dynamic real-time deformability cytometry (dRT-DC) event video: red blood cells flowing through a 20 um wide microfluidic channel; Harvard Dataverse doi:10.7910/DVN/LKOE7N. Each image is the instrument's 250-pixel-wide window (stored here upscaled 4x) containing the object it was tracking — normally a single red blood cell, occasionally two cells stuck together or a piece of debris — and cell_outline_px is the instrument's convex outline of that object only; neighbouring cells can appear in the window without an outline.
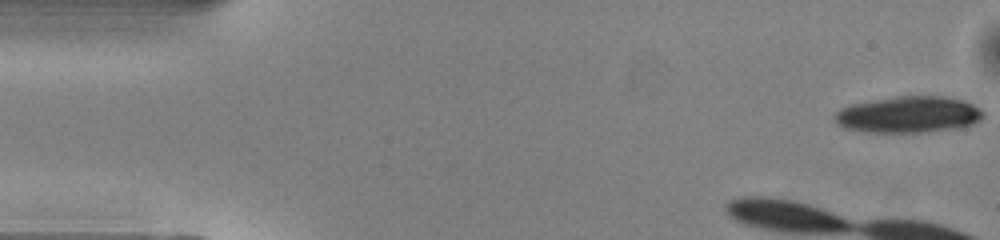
{"species": "common noctule bat (a hibernating species)", "species_latin": "Nyctalus noctula", "temperature_condition": "warm", "stored_images_in_passage": 8, "camera_frame_rate_fps": 3000, "um_per_image_px": 0.085, "animal": {"sex": "male", "body_mass_g": 13.0, "forearm_length_mm": 53.1}, "frame": {"image": 1, "passage_image": 1, "time_ms": 0.0, "image_size_px": [1000, 240], "cell_outline_px": [[984, 116], [980, 120], [972, 124], [960, 128], [924, 132], [864, 132], [844, 128], [836, 124], [832, 116], [840, 108], [852, 104], [896, 96], [944, 96], [960, 100], [972, 104], [980, 108], [984, 112]], "centroid_in_image_um": [77.2, 9.75], "position_along_channel_um": 7.8, "area_um2": 31.73}}